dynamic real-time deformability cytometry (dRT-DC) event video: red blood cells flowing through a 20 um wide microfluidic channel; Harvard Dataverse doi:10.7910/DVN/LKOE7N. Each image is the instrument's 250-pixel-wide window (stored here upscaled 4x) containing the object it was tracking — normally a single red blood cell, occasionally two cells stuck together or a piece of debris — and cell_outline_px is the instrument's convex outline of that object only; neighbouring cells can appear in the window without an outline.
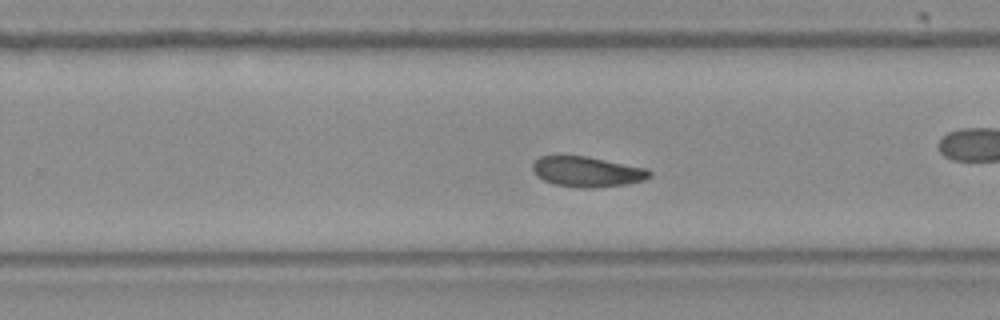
{"species": "Egyptian fruit bat (a non-hibernating species)", "species_latin": "Rousettus aegyptiacus", "temperature_condition": "room temperature", "stored_images_in_passage": 48, "camera_frame_rate_fps": 3000, "um_per_image_px": 0.085, "frame": {"image": 1, "passage_image": 28, "time_ms": 9.0, "image_size_px": [1000, 320], "cell_outline_px": [[652, 176], [644, 180], [628, 184], [588, 188], [580, 188], [556, 184], [544, 180], [532, 168], [532, 164], [540, 156], [588, 156], [648, 168], [652, 172]], "centroid_in_image_um": [49.98, 14.59], "position_along_channel_um": 279.8, "area_um2": 20.58}, "authors_computed_cell_mechanics": {"area_um2": 20.8658, "velocity_mm_per_s": 3.8648, "shape_relaxation_time_tau1_ms": 6.1983, "shape_relaxation_time_tau2_ms": 4.2943, "deformation_change_tau1": 0.1082, "deformation_change_tau2": 0.0982}}